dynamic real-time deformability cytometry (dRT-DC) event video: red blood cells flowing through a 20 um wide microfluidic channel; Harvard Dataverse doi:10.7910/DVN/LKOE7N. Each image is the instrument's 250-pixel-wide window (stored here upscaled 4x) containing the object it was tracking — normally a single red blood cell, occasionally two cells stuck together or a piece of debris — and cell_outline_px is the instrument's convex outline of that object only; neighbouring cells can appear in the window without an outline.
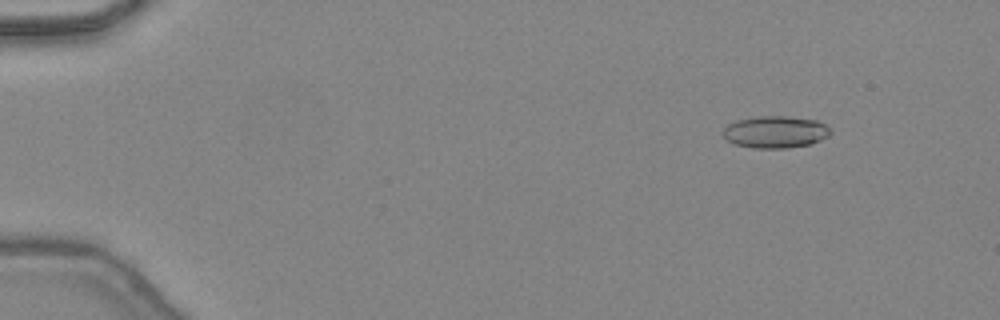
{"species": "common noctule bat (a hibernating species)", "species_latin": "Nyctalus noctula", "temperature_condition": "warm", "stored_images_in_passage": 47, "camera_frame_rate_fps": 3000, "um_per_image_px": 0.085, "animal": {"sex": "female", "body_mass_g": 24.6, "forearm_length_mm": 56.2}, "frame": {"image": 1, "passage_image": 6, "time_ms": 1.667, "image_size_px": [1000, 320], "cell_outline_px": [[832, 132], [828, 136], [820, 140], [808, 144], [788, 148], [752, 148], [736, 144], [728, 140], [720, 132], [728, 124], [736, 120], [756, 116], [788, 116], [816, 120], [824, 124]], "centroid_in_image_um": [65.87, 11.21], "position_along_channel_um": 19.1, "area_um2": 20.06}}
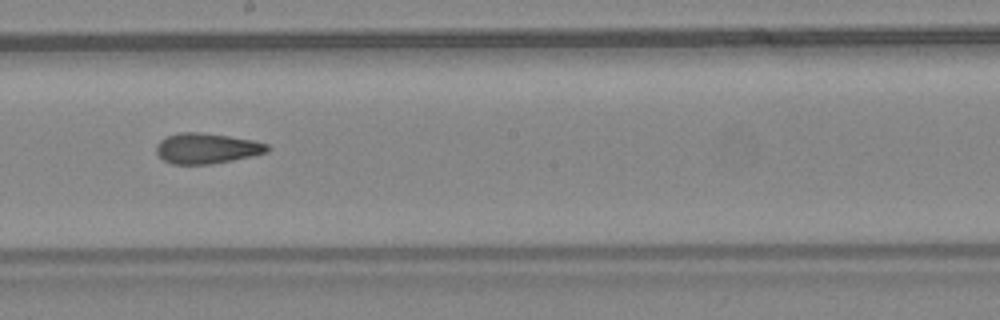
{"frame": {"image": 2, "passage_image": 28, "time_ms": 9.0, "image_size_px": [1000, 320], "cell_outline_px": [[268, 152], [252, 156], [232, 160], [208, 164], [172, 164], [164, 160], [156, 152], [156, 144], [160, 140], [168, 136], [180, 132], [200, 132], [228, 136], [252, 140], [268, 144]], "centroid_in_image_um": [17.55, 12.61], "position_along_channel_um": 230.6, "area_um2": 19.54}}
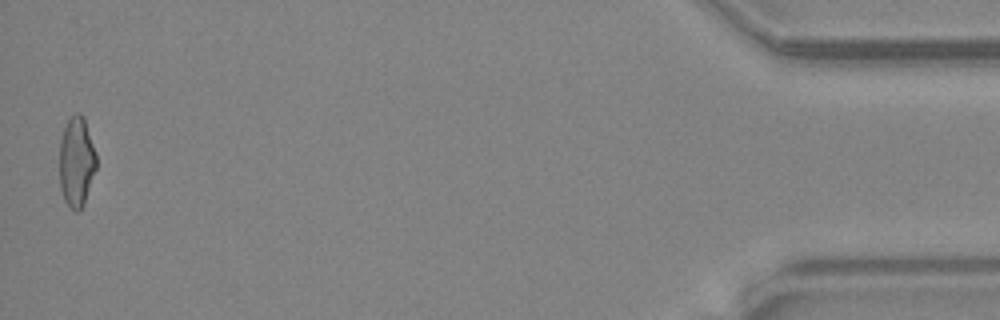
{"frame": {"image": 3, "passage_image": 47, "time_ms": 15.333, "image_size_px": [1000, 320], "cell_outline_px": [[96, 168], [84, 204], [76, 212], [64, 200], [60, 188], [60, 140], [64, 128], [68, 120], [76, 112], [80, 112], [84, 116], [96, 152]], "centroid_in_image_um": [6.51, 13.72], "position_along_channel_um": 428.7, "area_um2": 19.31}, "authors_computed_cell_mechanics": {"area_um2": 19.7098, "velocity_mm_per_s": 4.4887, "shape_relaxation_time_tau1_ms": null, "shape_relaxation_time_tau2_ms": 2.2308, "deformation_change_tau1": null, "deformation_change_tau2": 0.1102}}